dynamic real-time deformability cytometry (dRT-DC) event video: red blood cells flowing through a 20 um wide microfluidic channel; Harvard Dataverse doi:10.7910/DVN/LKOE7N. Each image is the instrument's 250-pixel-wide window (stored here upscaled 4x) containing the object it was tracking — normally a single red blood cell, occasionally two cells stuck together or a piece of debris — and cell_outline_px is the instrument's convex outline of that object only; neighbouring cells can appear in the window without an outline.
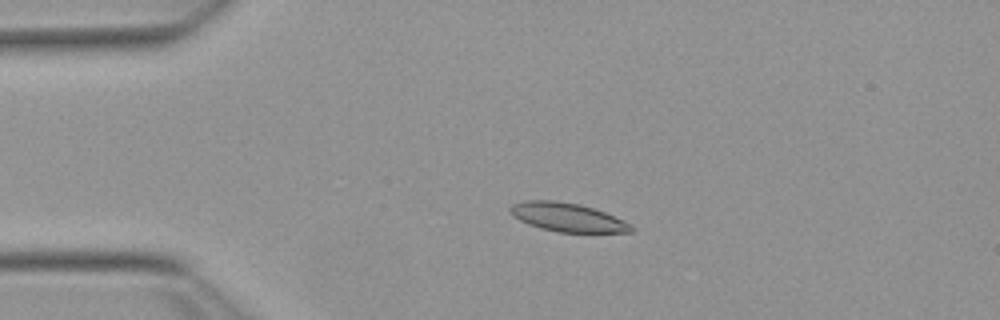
{"species": "Egyptian fruit bat (a non-hibernating species)", "species_latin": "Rousettus aegyptiacus", "temperature_condition": "warm", "stored_images_in_passage": 53, "camera_frame_rate_fps": 3000, "um_per_image_px": 0.085, "animal": {"sex": "female"}, "frame": {"image": 1, "passage_image": 11, "time_ms": 3.333, "image_size_px": [1000, 320], "cell_outline_px": [[636, 228], [632, 232], [556, 232], [540, 228], [528, 224], [520, 220], [508, 208], [512, 204], [524, 200], [556, 200], [580, 204], [604, 212], [624, 220], [632, 224]], "centroid_in_image_um": [48.26, 18.47], "position_along_channel_um": 36.7, "area_um2": 20.23}}
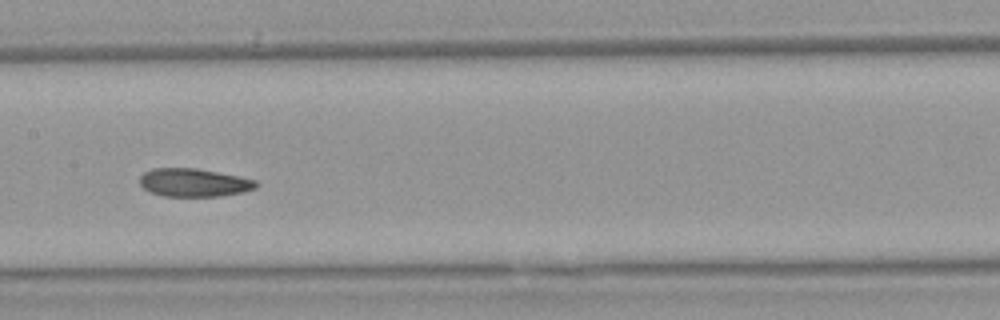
{"frame": {"image": 2, "passage_image": 26, "time_ms": 8.333, "image_size_px": [1000, 320], "cell_outline_px": [[260, 184], [256, 188], [244, 192], [220, 196], [164, 196], [148, 192], [140, 184], [140, 176], [144, 172], [152, 168], [196, 168], [240, 176], [256, 180]], "centroid_in_image_um": [16.5, 15.52], "position_along_channel_um": 190.9, "area_um2": 19.31}}
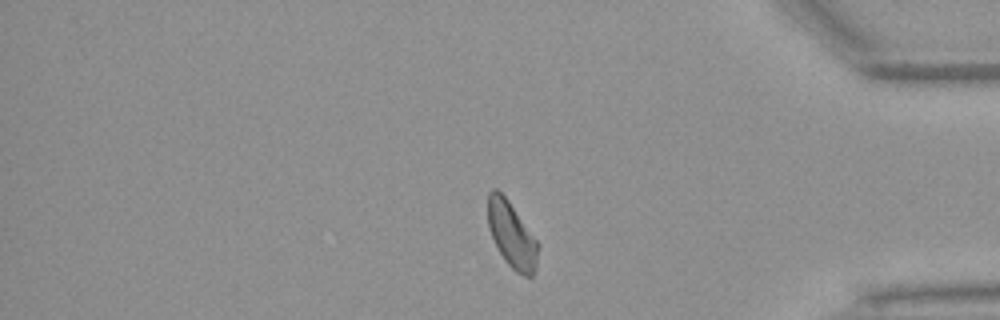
{"frame": {"image": 3, "passage_image": 44, "time_ms": 14.333, "image_size_px": [1000, 320], "cell_outline_px": [[540, 244], [536, 268], [532, 276], [524, 276], [516, 272], [504, 260], [488, 228], [488, 192], [492, 188], [496, 188], [508, 200]], "centroid_in_image_um": [43.51, 19.97], "position_along_channel_um": 391.7, "area_um2": 19.25}, "authors_computed_cell_mechanics": {"area_um2": 19.941, "velocity_mm_per_s": 3.7965, "shape_relaxation_time_tau1_ms": 5.3536, "shape_relaxation_time_tau2_ms": 2.9212, "deformation_change_tau1": 0.1434, "deformation_change_tau2": 0.0916}}